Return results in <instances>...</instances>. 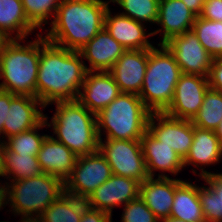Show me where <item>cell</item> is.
Here are the masks:
<instances>
[{
	"instance_id": "obj_42",
	"label": "cell",
	"mask_w": 222,
	"mask_h": 222,
	"mask_svg": "<svg viewBox=\"0 0 222 222\" xmlns=\"http://www.w3.org/2000/svg\"><path fill=\"white\" fill-rule=\"evenodd\" d=\"M5 142L0 139V177L7 179L5 166Z\"/></svg>"
},
{
	"instance_id": "obj_39",
	"label": "cell",
	"mask_w": 222,
	"mask_h": 222,
	"mask_svg": "<svg viewBox=\"0 0 222 222\" xmlns=\"http://www.w3.org/2000/svg\"><path fill=\"white\" fill-rule=\"evenodd\" d=\"M14 96L15 95L10 92L3 90L0 91V139L2 141H3V124H7V104H10V101Z\"/></svg>"
},
{
	"instance_id": "obj_29",
	"label": "cell",
	"mask_w": 222,
	"mask_h": 222,
	"mask_svg": "<svg viewBox=\"0 0 222 222\" xmlns=\"http://www.w3.org/2000/svg\"><path fill=\"white\" fill-rule=\"evenodd\" d=\"M5 166L8 182L27 179L43 173L37 156L17 154L5 150Z\"/></svg>"
},
{
	"instance_id": "obj_30",
	"label": "cell",
	"mask_w": 222,
	"mask_h": 222,
	"mask_svg": "<svg viewBox=\"0 0 222 222\" xmlns=\"http://www.w3.org/2000/svg\"><path fill=\"white\" fill-rule=\"evenodd\" d=\"M45 127H48L46 119L30 130L7 138L4 141L5 148L17 154L37 156L43 141L48 136V134L40 133V130H43Z\"/></svg>"
},
{
	"instance_id": "obj_7",
	"label": "cell",
	"mask_w": 222,
	"mask_h": 222,
	"mask_svg": "<svg viewBox=\"0 0 222 222\" xmlns=\"http://www.w3.org/2000/svg\"><path fill=\"white\" fill-rule=\"evenodd\" d=\"M9 206L14 216L38 215L50 206L62 193L64 182L56 176L41 173L27 179L7 182Z\"/></svg>"
},
{
	"instance_id": "obj_46",
	"label": "cell",
	"mask_w": 222,
	"mask_h": 222,
	"mask_svg": "<svg viewBox=\"0 0 222 222\" xmlns=\"http://www.w3.org/2000/svg\"><path fill=\"white\" fill-rule=\"evenodd\" d=\"M160 222H187V221L168 217L167 219H163V220H161Z\"/></svg>"
},
{
	"instance_id": "obj_11",
	"label": "cell",
	"mask_w": 222,
	"mask_h": 222,
	"mask_svg": "<svg viewBox=\"0 0 222 222\" xmlns=\"http://www.w3.org/2000/svg\"><path fill=\"white\" fill-rule=\"evenodd\" d=\"M157 140L171 147L184 160L193 142L191 120L173 118L164 112H151L147 129Z\"/></svg>"
},
{
	"instance_id": "obj_12",
	"label": "cell",
	"mask_w": 222,
	"mask_h": 222,
	"mask_svg": "<svg viewBox=\"0 0 222 222\" xmlns=\"http://www.w3.org/2000/svg\"><path fill=\"white\" fill-rule=\"evenodd\" d=\"M209 88L208 77L182 74L176 84L173 100L164 113L173 118L192 120Z\"/></svg>"
},
{
	"instance_id": "obj_26",
	"label": "cell",
	"mask_w": 222,
	"mask_h": 222,
	"mask_svg": "<svg viewBox=\"0 0 222 222\" xmlns=\"http://www.w3.org/2000/svg\"><path fill=\"white\" fill-rule=\"evenodd\" d=\"M86 206L85 199L64 192L44 210L41 218L43 222H80Z\"/></svg>"
},
{
	"instance_id": "obj_40",
	"label": "cell",
	"mask_w": 222,
	"mask_h": 222,
	"mask_svg": "<svg viewBox=\"0 0 222 222\" xmlns=\"http://www.w3.org/2000/svg\"><path fill=\"white\" fill-rule=\"evenodd\" d=\"M0 179V211L2 208L9 205V188L7 181H4V183Z\"/></svg>"
},
{
	"instance_id": "obj_38",
	"label": "cell",
	"mask_w": 222,
	"mask_h": 222,
	"mask_svg": "<svg viewBox=\"0 0 222 222\" xmlns=\"http://www.w3.org/2000/svg\"><path fill=\"white\" fill-rule=\"evenodd\" d=\"M216 171V173L212 171L211 174L204 177L202 180L217 193L219 197V210H221L222 213V173L218 172V170Z\"/></svg>"
},
{
	"instance_id": "obj_43",
	"label": "cell",
	"mask_w": 222,
	"mask_h": 222,
	"mask_svg": "<svg viewBox=\"0 0 222 222\" xmlns=\"http://www.w3.org/2000/svg\"><path fill=\"white\" fill-rule=\"evenodd\" d=\"M21 220L19 222H43L41 216L38 215H20ZM9 222V221H0Z\"/></svg>"
},
{
	"instance_id": "obj_21",
	"label": "cell",
	"mask_w": 222,
	"mask_h": 222,
	"mask_svg": "<svg viewBox=\"0 0 222 222\" xmlns=\"http://www.w3.org/2000/svg\"><path fill=\"white\" fill-rule=\"evenodd\" d=\"M127 49L117 42L104 27L92 38L79 53L87 71H110L117 60Z\"/></svg>"
},
{
	"instance_id": "obj_17",
	"label": "cell",
	"mask_w": 222,
	"mask_h": 222,
	"mask_svg": "<svg viewBox=\"0 0 222 222\" xmlns=\"http://www.w3.org/2000/svg\"><path fill=\"white\" fill-rule=\"evenodd\" d=\"M111 11L112 9L109 6L105 14L104 27L123 47L127 50H148L155 46L154 42L152 43L149 39L153 37V33L146 31L147 27L145 24L119 12L114 14Z\"/></svg>"
},
{
	"instance_id": "obj_32",
	"label": "cell",
	"mask_w": 222,
	"mask_h": 222,
	"mask_svg": "<svg viewBox=\"0 0 222 222\" xmlns=\"http://www.w3.org/2000/svg\"><path fill=\"white\" fill-rule=\"evenodd\" d=\"M62 0H22L28 20L37 28L44 30L50 19L54 20Z\"/></svg>"
},
{
	"instance_id": "obj_28",
	"label": "cell",
	"mask_w": 222,
	"mask_h": 222,
	"mask_svg": "<svg viewBox=\"0 0 222 222\" xmlns=\"http://www.w3.org/2000/svg\"><path fill=\"white\" fill-rule=\"evenodd\" d=\"M192 30L211 57H222V22L196 17Z\"/></svg>"
},
{
	"instance_id": "obj_31",
	"label": "cell",
	"mask_w": 222,
	"mask_h": 222,
	"mask_svg": "<svg viewBox=\"0 0 222 222\" xmlns=\"http://www.w3.org/2000/svg\"><path fill=\"white\" fill-rule=\"evenodd\" d=\"M119 5L123 14L140 23L155 25L158 19L160 0H110Z\"/></svg>"
},
{
	"instance_id": "obj_16",
	"label": "cell",
	"mask_w": 222,
	"mask_h": 222,
	"mask_svg": "<svg viewBox=\"0 0 222 222\" xmlns=\"http://www.w3.org/2000/svg\"><path fill=\"white\" fill-rule=\"evenodd\" d=\"M121 93L109 71H88L77 100L97 114Z\"/></svg>"
},
{
	"instance_id": "obj_22",
	"label": "cell",
	"mask_w": 222,
	"mask_h": 222,
	"mask_svg": "<svg viewBox=\"0 0 222 222\" xmlns=\"http://www.w3.org/2000/svg\"><path fill=\"white\" fill-rule=\"evenodd\" d=\"M182 178L148 177L140 183V198L161 221L170 217L175 188Z\"/></svg>"
},
{
	"instance_id": "obj_19",
	"label": "cell",
	"mask_w": 222,
	"mask_h": 222,
	"mask_svg": "<svg viewBox=\"0 0 222 222\" xmlns=\"http://www.w3.org/2000/svg\"><path fill=\"white\" fill-rule=\"evenodd\" d=\"M148 63V50H126L110 69L123 93L139 95Z\"/></svg>"
},
{
	"instance_id": "obj_14",
	"label": "cell",
	"mask_w": 222,
	"mask_h": 222,
	"mask_svg": "<svg viewBox=\"0 0 222 222\" xmlns=\"http://www.w3.org/2000/svg\"><path fill=\"white\" fill-rule=\"evenodd\" d=\"M45 106L36 97L15 95L7 104V124H3V141L39 125Z\"/></svg>"
},
{
	"instance_id": "obj_41",
	"label": "cell",
	"mask_w": 222,
	"mask_h": 222,
	"mask_svg": "<svg viewBox=\"0 0 222 222\" xmlns=\"http://www.w3.org/2000/svg\"><path fill=\"white\" fill-rule=\"evenodd\" d=\"M205 0H182L187 8L196 16H199L202 11V6Z\"/></svg>"
},
{
	"instance_id": "obj_35",
	"label": "cell",
	"mask_w": 222,
	"mask_h": 222,
	"mask_svg": "<svg viewBox=\"0 0 222 222\" xmlns=\"http://www.w3.org/2000/svg\"><path fill=\"white\" fill-rule=\"evenodd\" d=\"M199 17L222 22V0H205Z\"/></svg>"
},
{
	"instance_id": "obj_34",
	"label": "cell",
	"mask_w": 222,
	"mask_h": 222,
	"mask_svg": "<svg viewBox=\"0 0 222 222\" xmlns=\"http://www.w3.org/2000/svg\"><path fill=\"white\" fill-rule=\"evenodd\" d=\"M120 222H160L140 196L123 205Z\"/></svg>"
},
{
	"instance_id": "obj_20",
	"label": "cell",
	"mask_w": 222,
	"mask_h": 222,
	"mask_svg": "<svg viewBox=\"0 0 222 222\" xmlns=\"http://www.w3.org/2000/svg\"><path fill=\"white\" fill-rule=\"evenodd\" d=\"M196 17L182 0H160L156 25L161 28L151 32L153 36L159 33L158 44H164L170 38L192 30Z\"/></svg>"
},
{
	"instance_id": "obj_9",
	"label": "cell",
	"mask_w": 222,
	"mask_h": 222,
	"mask_svg": "<svg viewBox=\"0 0 222 222\" xmlns=\"http://www.w3.org/2000/svg\"><path fill=\"white\" fill-rule=\"evenodd\" d=\"M112 175L109 163L99 150L92 154L78 156L72 173L64 181V192L86 200Z\"/></svg>"
},
{
	"instance_id": "obj_27",
	"label": "cell",
	"mask_w": 222,
	"mask_h": 222,
	"mask_svg": "<svg viewBox=\"0 0 222 222\" xmlns=\"http://www.w3.org/2000/svg\"><path fill=\"white\" fill-rule=\"evenodd\" d=\"M222 120V92L209 88L198 113L191 120L195 127L213 130Z\"/></svg>"
},
{
	"instance_id": "obj_18",
	"label": "cell",
	"mask_w": 222,
	"mask_h": 222,
	"mask_svg": "<svg viewBox=\"0 0 222 222\" xmlns=\"http://www.w3.org/2000/svg\"><path fill=\"white\" fill-rule=\"evenodd\" d=\"M222 160V146L213 130L201 129L194 126L193 142L190 150L183 160L184 168L194 166L192 173L200 179L212 172L205 169L210 165L215 166ZM201 172L197 173V170Z\"/></svg>"
},
{
	"instance_id": "obj_3",
	"label": "cell",
	"mask_w": 222,
	"mask_h": 222,
	"mask_svg": "<svg viewBox=\"0 0 222 222\" xmlns=\"http://www.w3.org/2000/svg\"><path fill=\"white\" fill-rule=\"evenodd\" d=\"M53 104L56 106L53 116L50 118L45 114L48 128L53 129L52 137L67 146L76 156L98 151L96 114L78 100L59 101L50 105Z\"/></svg>"
},
{
	"instance_id": "obj_24",
	"label": "cell",
	"mask_w": 222,
	"mask_h": 222,
	"mask_svg": "<svg viewBox=\"0 0 222 222\" xmlns=\"http://www.w3.org/2000/svg\"><path fill=\"white\" fill-rule=\"evenodd\" d=\"M198 184L183 180L176 188L170 217L187 222H206L199 195Z\"/></svg>"
},
{
	"instance_id": "obj_4",
	"label": "cell",
	"mask_w": 222,
	"mask_h": 222,
	"mask_svg": "<svg viewBox=\"0 0 222 222\" xmlns=\"http://www.w3.org/2000/svg\"><path fill=\"white\" fill-rule=\"evenodd\" d=\"M32 41L11 39L0 53V82L3 91L36 97L40 59V30ZM27 41V42H26Z\"/></svg>"
},
{
	"instance_id": "obj_15",
	"label": "cell",
	"mask_w": 222,
	"mask_h": 222,
	"mask_svg": "<svg viewBox=\"0 0 222 222\" xmlns=\"http://www.w3.org/2000/svg\"><path fill=\"white\" fill-rule=\"evenodd\" d=\"M140 142L148 177H170L166 172L177 176L185 169L183 159L177 152L157 140L148 130ZM156 171L159 173L156 174Z\"/></svg>"
},
{
	"instance_id": "obj_25",
	"label": "cell",
	"mask_w": 222,
	"mask_h": 222,
	"mask_svg": "<svg viewBox=\"0 0 222 222\" xmlns=\"http://www.w3.org/2000/svg\"><path fill=\"white\" fill-rule=\"evenodd\" d=\"M28 20L22 0H0V31L10 39H28L36 31Z\"/></svg>"
},
{
	"instance_id": "obj_23",
	"label": "cell",
	"mask_w": 222,
	"mask_h": 222,
	"mask_svg": "<svg viewBox=\"0 0 222 222\" xmlns=\"http://www.w3.org/2000/svg\"><path fill=\"white\" fill-rule=\"evenodd\" d=\"M77 157L67 146L48 135L37 154L44 173L59 177L63 182L70 176Z\"/></svg>"
},
{
	"instance_id": "obj_45",
	"label": "cell",
	"mask_w": 222,
	"mask_h": 222,
	"mask_svg": "<svg viewBox=\"0 0 222 222\" xmlns=\"http://www.w3.org/2000/svg\"><path fill=\"white\" fill-rule=\"evenodd\" d=\"M214 132L220 142V145L222 146V120Z\"/></svg>"
},
{
	"instance_id": "obj_6",
	"label": "cell",
	"mask_w": 222,
	"mask_h": 222,
	"mask_svg": "<svg viewBox=\"0 0 222 222\" xmlns=\"http://www.w3.org/2000/svg\"><path fill=\"white\" fill-rule=\"evenodd\" d=\"M156 45L148 49V63L139 97L151 112H164L173 100L176 84L183 73L167 47Z\"/></svg>"
},
{
	"instance_id": "obj_2",
	"label": "cell",
	"mask_w": 222,
	"mask_h": 222,
	"mask_svg": "<svg viewBox=\"0 0 222 222\" xmlns=\"http://www.w3.org/2000/svg\"><path fill=\"white\" fill-rule=\"evenodd\" d=\"M110 3V0H62L43 35L57 46L79 51L104 28Z\"/></svg>"
},
{
	"instance_id": "obj_13",
	"label": "cell",
	"mask_w": 222,
	"mask_h": 222,
	"mask_svg": "<svg viewBox=\"0 0 222 222\" xmlns=\"http://www.w3.org/2000/svg\"><path fill=\"white\" fill-rule=\"evenodd\" d=\"M140 182L124 176L112 175L86 199L88 207L104 211L111 216L114 208L126 205L139 197Z\"/></svg>"
},
{
	"instance_id": "obj_44",
	"label": "cell",
	"mask_w": 222,
	"mask_h": 222,
	"mask_svg": "<svg viewBox=\"0 0 222 222\" xmlns=\"http://www.w3.org/2000/svg\"><path fill=\"white\" fill-rule=\"evenodd\" d=\"M11 39L6 36L2 31H0V53L3 51V48Z\"/></svg>"
},
{
	"instance_id": "obj_5",
	"label": "cell",
	"mask_w": 222,
	"mask_h": 222,
	"mask_svg": "<svg viewBox=\"0 0 222 222\" xmlns=\"http://www.w3.org/2000/svg\"><path fill=\"white\" fill-rule=\"evenodd\" d=\"M150 114L139 95L121 92L96 114L98 138L140 140L148 129Z\"/></svg>"
},
{
	"instance_id": "obj_8",
	"label": "cell",
	"mask_w": 222,
	"mask_h": 222,
	"mask_svg": "<svg viewBox=\"0 0 222 222\" xmlns=\"http://www.w3.org/2000/svg\"><path fill=\"white\" fill-rule=\"evenodd\" d=\"M98 150L109 163L112 173L140 183L148 178L140 140L99 138Z\"/></svg>"
},
{
	"instance_id": "obj_36",
	"label": "cell",
	"mask_w": 222,
	"mask_h": 222,
	"mask_svg": "<svg viewBox=\"0 0 222 222\" xmlns=\"http://www.w3.org/2000/svg\"><path fill=\"white\" fill-rule=\"evenodd\" d=\"M208 81L211 89L222 92V57L213 59Z\"/></svg>"
},
{
	"instance_id": "obj_37",
	"label": "cell",
	"mask_w": 222,
	"mask_h": 222,
	"mask_svg": "<svg viewBox=\"0 0 222 222\" xmlns=\"http://www.w3.org/2000/svg\"><path fill=\"white\" fill-rule=\"evenodd\" d=\"M80 222H115L112 216L104 211L86 206Z\"/></svg>"
},
{
	"instance_id": "obj_1",
	"label": "cell",
	"mask_w": 222,
	"mask_h": 222,
	"mask_svg": "<svg viewBox=\"0 0 222 222\" xmlns=\"http://www.w3.org/2000/svg\"><path fill=\"white\" fill-rule=\"evenodd\" d=\"M79 51L57 46L40 33L36 98L47 108L59 101L77 100L88 72Z\"/></svg>"
},
{
	"instance_id": "obj_33",
	"label": "cell",
	"mask_w": 222,
	"mask_h": 222,
	"mask_svg": "<svg viewBox=\"0 0 222 222\" xmlns=\"http://www.w3.org/2000/svg\"><path fill=\"white\" fill-rule=\"evenodd\" d=\"M198 195L206 222H222V213L219 210V197L217 193L206 183L198 185Z\"/></svg>"
},
{
	"instance_id": "obj_10",
	"label": "cell",
	"mask_w": 222,
	"mask_h": 222,
	"mask_svg": "<svg viewBox=\"0 0 222 222\" xmlns=\"http://www.w3.org/2000/svg\"><path fill=\"white\" fill-rule=\"evenodd\" d=\"M164 45L174 55L183 74L209 76L213 58L193 30L170 38Z\"/></svg>"
}]
</instances>
